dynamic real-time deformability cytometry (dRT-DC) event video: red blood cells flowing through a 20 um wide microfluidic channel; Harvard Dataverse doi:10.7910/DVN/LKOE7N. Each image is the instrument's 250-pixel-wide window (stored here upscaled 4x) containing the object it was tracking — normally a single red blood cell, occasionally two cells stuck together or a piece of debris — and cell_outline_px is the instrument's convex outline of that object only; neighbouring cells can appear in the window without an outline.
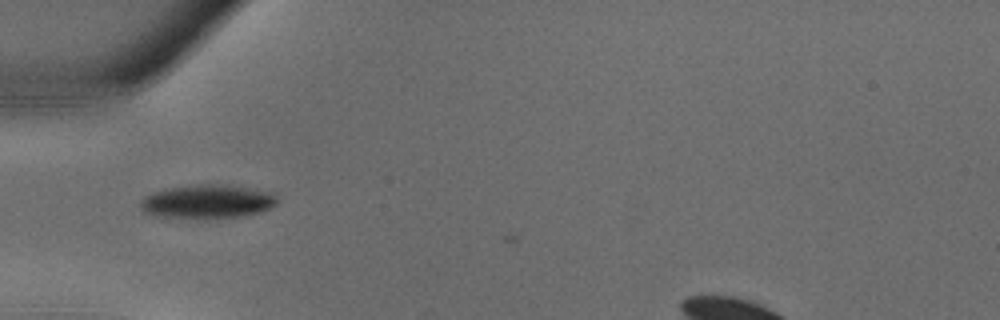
{"species": "common noctule bat (a hibernating species)", "species_latin": "Nyctalus noctula", "temperature_condition": "warm", "stored_images_in_passage": 4, "camera_frame_rate_fps": 3000, "um_per_image_px": 0.085, "animal": {"sex": "male", "body_mass_g": 18.8}, "frame": {"image": 1, "passage_image": 2, "time_ms": 0.333, "image_size_px": [1000, 320], "cell_outline_px": [[276, 204], [260, 212], [244, 216], [212, 220], [196, 220], [156, 216], [144, 212], [140, 208], [140, 200], [144, 196], [168, 188], [200, 184], [212, 184], [248, 188], [276, 192]], "centroid_in_image_um": [17.61, 17.18], "position_along_channel_um": 67.4, "area_um2": 27.46}}